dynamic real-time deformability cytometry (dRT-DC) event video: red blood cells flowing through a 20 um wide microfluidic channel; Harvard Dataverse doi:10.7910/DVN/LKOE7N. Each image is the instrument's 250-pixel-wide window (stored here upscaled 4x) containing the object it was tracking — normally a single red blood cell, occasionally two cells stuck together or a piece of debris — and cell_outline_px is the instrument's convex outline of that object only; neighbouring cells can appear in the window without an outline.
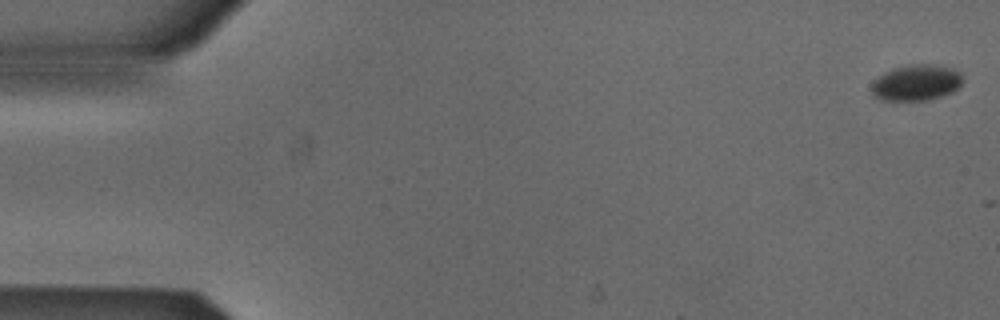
{"species": "Egyptian fruit bat (a non-hibernating species)", "species_latin": "Rousettus aegyptiacus", "temperature_condition": "cold", "stored_images_in_passage": 4, "camera_frame_rate_fps": 3000, "um_per_image_px": 0.085, "animal": {"sex": "male"}, "frame": {"image": 1, "passage_image": 1, "time_ms": 0.0, "image_size_px": [1000, 320], "cell_outline_px": [[960, 84], [952, 92], [928, 100], [884, 100], [876, 96], [872, 92], [872, 84], [884, 72], [892, 68], [912, 64], [932, 64], [948, 68], [960, 72]], "centroid_in_image_um": [77.86, 7.02], "position_along_channel_um": 7.1, "area_um2": 18.61}}